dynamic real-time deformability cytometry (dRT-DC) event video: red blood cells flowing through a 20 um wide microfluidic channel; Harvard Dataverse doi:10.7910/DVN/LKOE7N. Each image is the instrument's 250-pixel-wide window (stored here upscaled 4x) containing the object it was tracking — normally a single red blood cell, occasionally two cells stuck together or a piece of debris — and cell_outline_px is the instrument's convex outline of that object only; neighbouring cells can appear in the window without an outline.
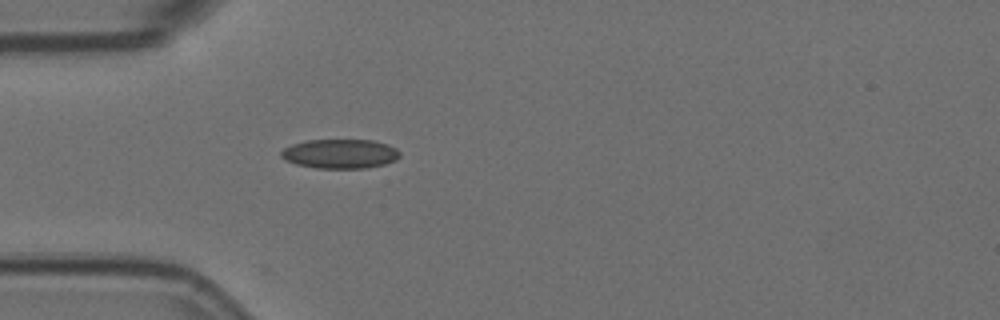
{"species": "Egyptian fruit bat (a non-hibernating species)", "species_latin": "Rousettus aegyptiacus", "temperature_condition": "room temperature", "stored_images_in_passage": 2, "camera_frame_rate_fps": 3000, "um_per_image_px": 0.085, "animal": {"sex": "female"}, "frame": {"image": 1, "passage_image": 2, "time_ms": 0.333, "image_size_px": [1000, 320], "cell_outline_px": [[400, 156], [396, 160], [384, 164], [364, 168], [316, 168], [296, 164], [284, 160], [280, 156], [280, 152], [284, 148], [292, 144], [304, 140], [372, 140], [388, 144], [396, 148], [400, 152]], "centroid_in_image_um": [28.89, 13.07], "position_along_channel_um": 56.1, "area_um2": 20.4}}